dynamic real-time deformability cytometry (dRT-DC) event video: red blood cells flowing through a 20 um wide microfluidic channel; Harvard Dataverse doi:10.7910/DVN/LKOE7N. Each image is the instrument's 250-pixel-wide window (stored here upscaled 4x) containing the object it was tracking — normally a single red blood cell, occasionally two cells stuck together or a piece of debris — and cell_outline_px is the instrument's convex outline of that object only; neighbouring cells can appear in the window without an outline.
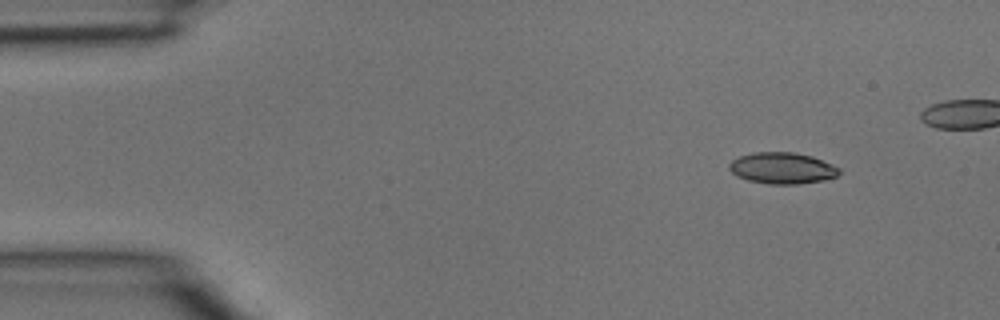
{"species": "common noctule bat (a hibernating species)", "species_latin": "Nyctalus noctula", "temperature_condition": "room temperature", "stored_images_in_passage": 4, "camera_frame_rate_fps": 3000, "um_per_image_px": 0.085, "animal": {"sex": "male", "body_mass_g": 15.6}, "frame": {"image": 1, "passage_image": 1, "time_ms": 0.0, "image_size_px": [1000, 320], "cell_outline_px": [[840, 172], [836, 176], [824, 180], [796, 184], [772, 184], [748, 180], [736, 176], [728, 168], [728, 164], [732, 160], [740, 156], [752, 152], [792, 152], [812, 156], [840, 168]], "centroid_in_image_um": [66.46, 14.28], "position_along_channel_um": 18.5, "area_um2": 20.0}}